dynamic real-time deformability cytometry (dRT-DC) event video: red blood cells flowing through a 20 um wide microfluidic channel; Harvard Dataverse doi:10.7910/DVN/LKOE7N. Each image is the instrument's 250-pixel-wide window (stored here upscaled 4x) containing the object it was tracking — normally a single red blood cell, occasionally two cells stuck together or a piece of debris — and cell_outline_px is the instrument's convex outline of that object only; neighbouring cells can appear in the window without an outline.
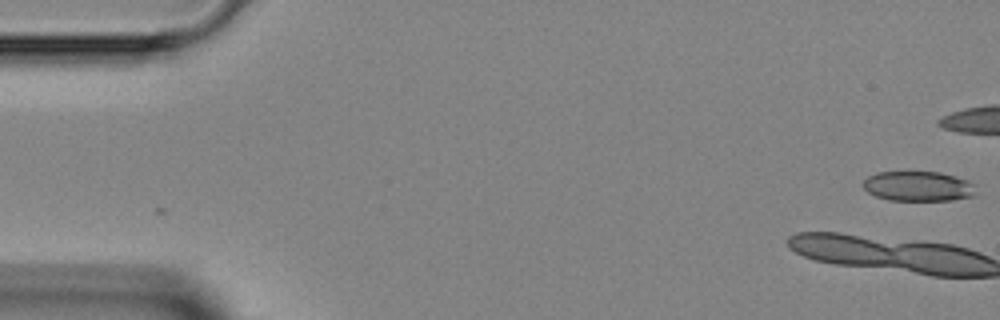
{"species": "Egyptian fruit bat (a non-hibernating species)", "species_latin": "Rousettus aegyptiacus", "temperature_condition": "room temperature", "stored_images_in_passage": 7, "camera_frame_rate_fps": 3000, "um_per_image_px": 0.085, "animal": {"sex": "female"}, "frame": {"image": 1, "passage_image": 1, "time_ms": 0.0, "image_size_px": [1000, 320], "cell_outline_px": [[972, 196], [952, 200], [888, 200], [876, 196], [868, 192], [864, 188], [864, 180], [868, 176], [876, 172], [940, 172], [956, 176], [968, 180], [972, 184]], "centroid_in_image_um": [78.0, 15.82], "position_along_channel_um": 7.0, "area_um2": 19.42}}